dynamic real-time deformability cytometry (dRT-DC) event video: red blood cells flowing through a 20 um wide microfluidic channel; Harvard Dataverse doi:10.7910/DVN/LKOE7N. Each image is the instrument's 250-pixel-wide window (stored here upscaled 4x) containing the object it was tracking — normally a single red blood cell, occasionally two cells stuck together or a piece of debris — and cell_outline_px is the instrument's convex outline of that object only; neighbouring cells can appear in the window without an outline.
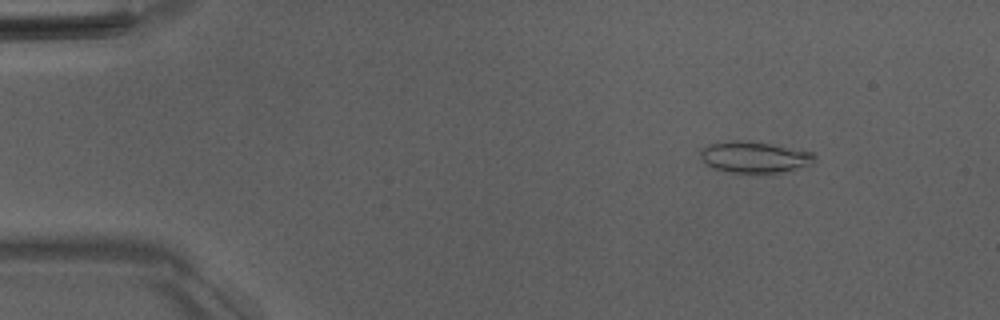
{"species": "Egyptian fruit bat (a non-hibernating species)", "species_latin": "Rousettus aegyptiacus", "temperature_condition": "room temperature", "stored_images_in_passage": 13, "camera_frame_rate_fps": 3000, "um_per_image_px": 0.085, "animal": {"sex": "male"}, "frame": {"image": 1, "passage_image": 7, "time_ms": 2.0, "image_size_px": [1000, 320], "cell_outline_px": [[816, 160], [780, 172], [728, 172], [712, 168], [704, 164], [700, 160], [700, 148], [708, 144], [728, 140], [752, 140], [812, 152], [816, 156]], "centroid_in_image_um": [63.99, 13.32], "position_along_channel_um": 21.0, "area_um2": 20.75}}